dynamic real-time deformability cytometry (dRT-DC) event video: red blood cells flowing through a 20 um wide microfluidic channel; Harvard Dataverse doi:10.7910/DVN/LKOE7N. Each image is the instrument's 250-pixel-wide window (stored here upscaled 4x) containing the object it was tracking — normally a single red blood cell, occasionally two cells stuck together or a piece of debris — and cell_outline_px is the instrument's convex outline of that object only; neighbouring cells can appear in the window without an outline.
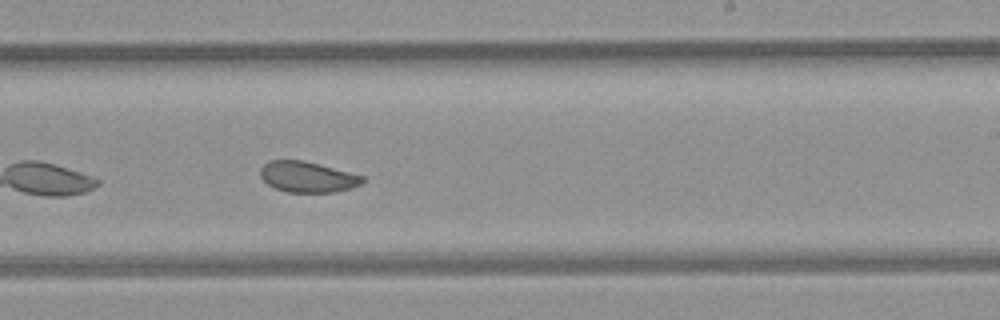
{"species": "common noctule bat (a hibernating species)", "species_latin": "Nyctalus noctula", "temperature_condition": "room temperature", "stored_images_in_passage": 39, "camera_frame_rate_fps": 3000, "um_per_image_px": 0.085, "animal": {"sex": "female", "body_mass_g": 21.9}, "frame": {"image": 1, "passage_image": 17, "time_ms": 5.333, "image_size_px": [1000, 320], "cell_outline_px": [[364, 180], [360, 184], [336, 192], [288, 192], [276, 188], [268, 184], [260, 176], [260, 168], [268, 160], [304, 160], [364, 176]], "centroid_in_image_um": [26.1, 15.02], "position_along_channel_um": 262.9, "area_um2": 18.15}, "authors_computed_cell_mechanics": {"area_um2": 19.8832, "velocity_mm_per_s": 3.9242, "shape_relaxation_time_tau1_ms": null, "shape_relaxation_time_tau2_ms": 1.6617, "deformation_change_tau1": null, "deformation_change_tau2": 0.0638}}